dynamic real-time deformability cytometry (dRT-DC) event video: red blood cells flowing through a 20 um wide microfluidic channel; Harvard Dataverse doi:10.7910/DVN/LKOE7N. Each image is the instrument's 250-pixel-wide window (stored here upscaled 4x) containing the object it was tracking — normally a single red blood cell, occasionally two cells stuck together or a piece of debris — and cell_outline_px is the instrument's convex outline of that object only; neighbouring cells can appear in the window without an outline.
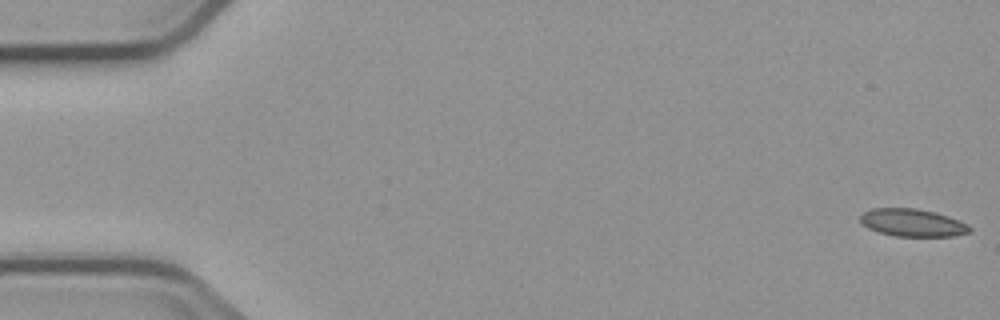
{"species": "common noctule bat (a hibernating species)", "species_latin": "Nyctalus noctula", "temperature_condition": "cold", "stored_images_in_passage": 6, "camera_frame_rate_fps": 3000, "um_per_image_px": 0.085, "animal": {"sex": "male", "body_mass_g": 23.1, "forearm_length_mm": 52.7}, "frame": {"image": 1, "passage_image": 1, "time_ms": 0.0, "image_size_px": [1000, 320], "cell_outline_px": [[972, 228], [968, 232], [952, 236], [896, 236], [880, 232], [868, 228], [860, 220], [860, 216], [864, 212], [872, 208], [916, 208], [936, 212], [960, 220], [968, 224]], "centroid_in_image_um": [77.58, 18.92], "position_along_channel_um": 7.4, "area_um2": 17.51}}